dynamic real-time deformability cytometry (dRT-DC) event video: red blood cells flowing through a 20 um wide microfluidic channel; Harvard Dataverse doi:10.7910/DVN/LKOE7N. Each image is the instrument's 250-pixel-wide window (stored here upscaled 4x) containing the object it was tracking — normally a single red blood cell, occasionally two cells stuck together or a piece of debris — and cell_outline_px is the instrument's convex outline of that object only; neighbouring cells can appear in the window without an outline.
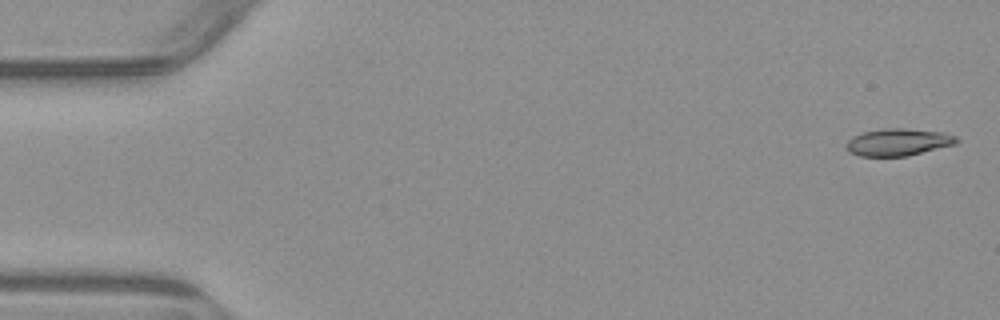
{"species": "common noctule bat (a hibernating species)", "species_latin": "Nyctalus noctula", "temperature_condition": "warm", "stored_images_in_passage": 5, "camera_frame_rate_fps": 3000, "um_per_image_px": 0.085, "animal": {"sex": "male", "body_mass_g": 23.1, "forearm_length_mm": 52.7}, "frame": {"image": 1, "passage_image": 1, "time_ms": 0.0, "image_size_px": [1000, 320], "cell_outline_px": [[960, 140], [956, 144], [908, 156], [860, 156], [848, 152], [848, 140], [852, 136], [864, 132], [884, 128], [904, 128], [944, 132], [956, 136]], "centroid_in_image_um": [76.39, 12.08], "position_along_channel_um": 8.6, "area_um2": 17.51}}
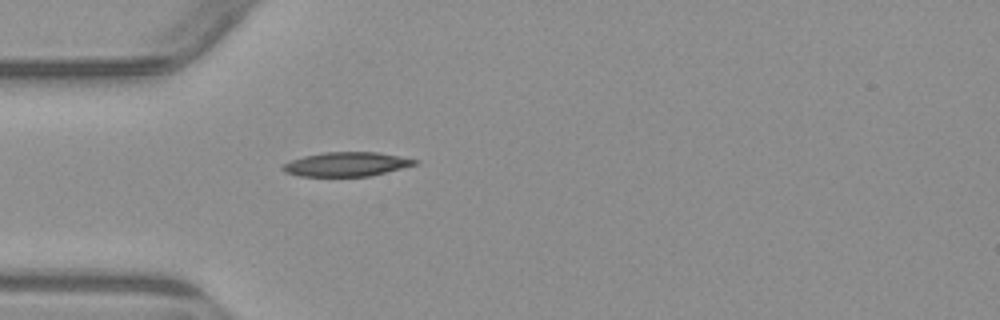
{"frame": {"image": 2, "passage_image": 5, "time_ms": 4.667, "image_size_px": [1000, 320], "cell_outline_px": [[420, 160], [416, 164], [368, 176], [300, 176], [284, 172], [280, 168], [284, 164], [292, 160], [304, 156], [324, 152], [380, 152]], "centroid_in_image_um": [29.43, 13.95], "position_along_channel_um": 55.6, "area_um2": 18.44}}